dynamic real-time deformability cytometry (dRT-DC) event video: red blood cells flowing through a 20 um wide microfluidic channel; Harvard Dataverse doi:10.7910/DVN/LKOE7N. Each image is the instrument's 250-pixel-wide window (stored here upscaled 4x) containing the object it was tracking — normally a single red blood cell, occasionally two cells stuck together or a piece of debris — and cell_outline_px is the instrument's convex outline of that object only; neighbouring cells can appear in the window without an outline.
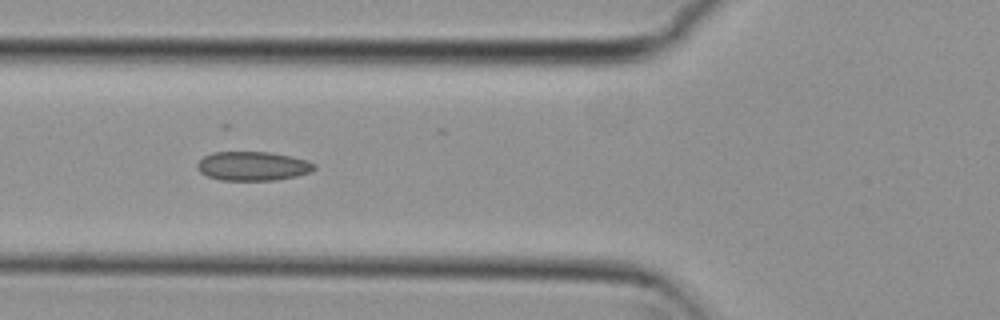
{"species": "common noctule bat (a hibernating species)", "species_latin": "Nyctalus noctula", "temperature_condition": "cold", "stored_images_in_passage": 7, "camera_frame_rate_fps": 3000, "um_per_image_px": 0.085, "animal": {"sex": "female", "body_mass_g": 29.2, "forearm_length_mm": 56.3}, "frame": {"image": 1, "passage_image": 5, "time_ms": 1.333, "image_size_px": [1000, 320], "cell_outline_px": [[316, 168], [312, 172], [296, 176], [276, 180], [220, 180], [208, 176], [200, 172], [196, 168], [196, 164], [204, 156], [212, 152], [268, 152], [292, 156], [308, 160], [316, 164]], "centroid_in_image_um": [21.51, 14.11], "position_along_channel_um": 104.3, "area_um2": 20.0}}
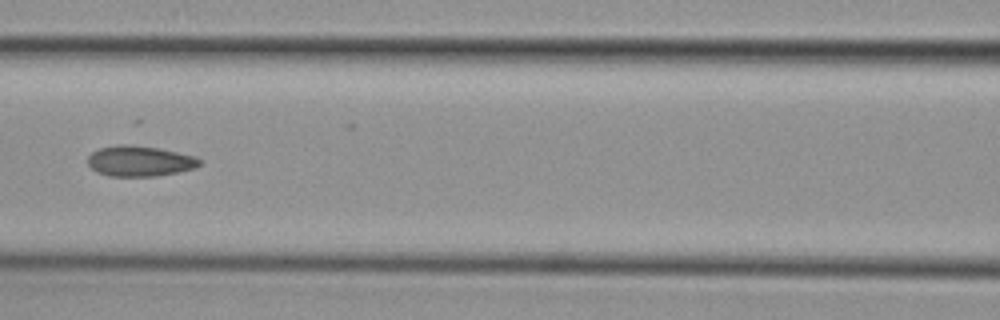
{"frame": {"image": 2, "passage_image": 6, "time_ms": 1.667, "image_size_px": [1000, 320], "cell_outline_px": [[200, 164], [196, 168], [156, 176], [108, 176], [96, 172], [88, 164], [88, 156], [92, 152], [100, 148], [120, 144], [124, 144], [160, 148], [196, 156], [200, 160]], "centroid_in_image_um": [11.87, 13.69], "position_along_channel_um": 154.7, "area_um2": 19.88}}
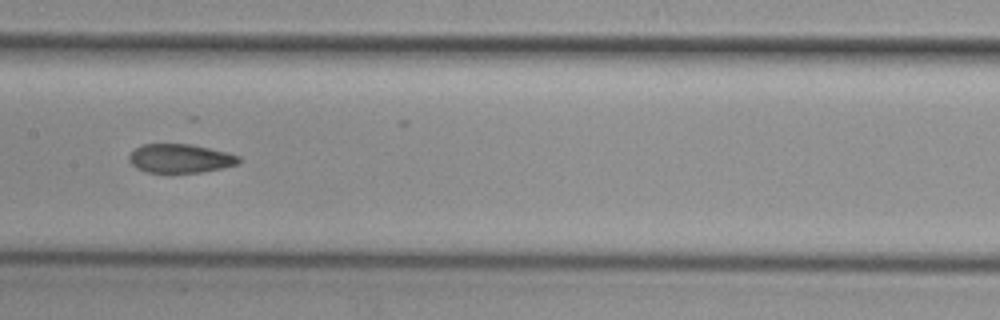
{"frame": {"image": 3, "passage_image": 7, "time_ms": 2.0, "image_size_px": [1000, 320], "cell_outline_px": [[240, 164], [224, 168], [200, 172], [148, 172], [136, 168], [128, 160], [128, 156], [140, 144], [192, 144], [228, 152], [240, 156]], "centroid_in_image_um": [15.35, 13.46], "position_along_channel_um": 192.0, "area_um2": 18.55}}